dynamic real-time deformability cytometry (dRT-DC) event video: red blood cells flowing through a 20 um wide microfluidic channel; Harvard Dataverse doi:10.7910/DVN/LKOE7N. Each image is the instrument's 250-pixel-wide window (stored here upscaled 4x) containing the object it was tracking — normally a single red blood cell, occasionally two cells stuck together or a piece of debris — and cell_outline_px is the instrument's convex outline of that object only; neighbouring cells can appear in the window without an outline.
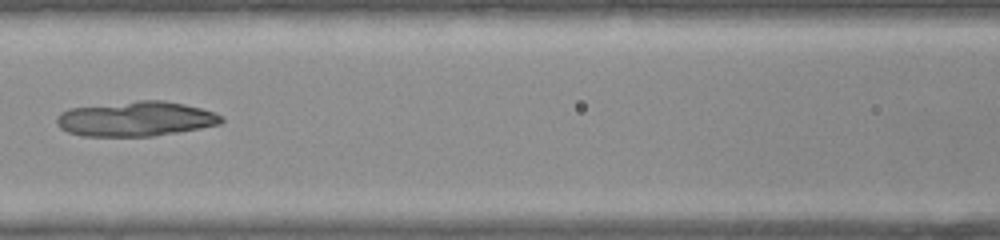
{"species": "common noctule bat (a hibernating species)", "species_latin": "Nyctalus noctula", "temperature_condition": "warm", "stored_images_in_passage": 41, "camera_frame_rate_fps": 3000, "um_per_image_px": 0.085, "animal": {"sex": "female", "body_mass_g": 22.0, "forearm_length_mm": 56.7}, "frame": {"image": 1, "passage_image": 19, "time_ms": 6.0, "image_size_px": [1000, 240], "cell_outline_px": [[224, 120], [220, 124], [200, 128], [152, 136], [84, 136], [68, 132], [60, 128], [56, 124], [56, 116], [60, 112], [72, 108], [140, 100], [164, 100], [184, 104], [200, 108], [224, 116]], "centroid_in_image_um": [11.53, 10.1], "position_along_channel_um": 155.1, "area_um2": 33.29}}
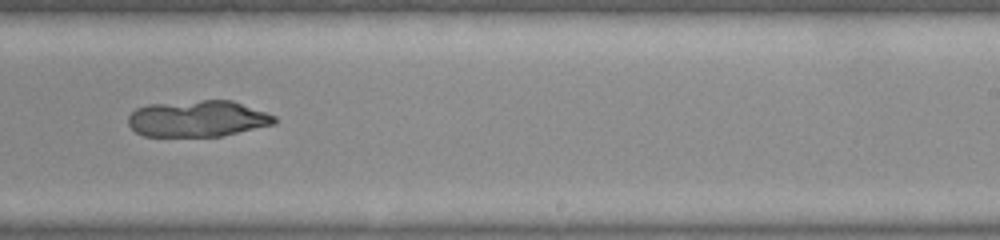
{"frame": {"image": 2, "passage_image": 26, "time_ms": 8.333, "image_size_px": [1000, 240], "cell_outline_px": [[276, 120], [272, 124], [220, 136], [144, 136], [136, 132], [128, 124], [128, 116], [136, 108], [148, 104], [204, 100], [232, 100], [276, 116]], "centroid_in_image_um": [16.76, 10.08], "position_along_channel_um": 272.2, "area_um2": 30.69}}
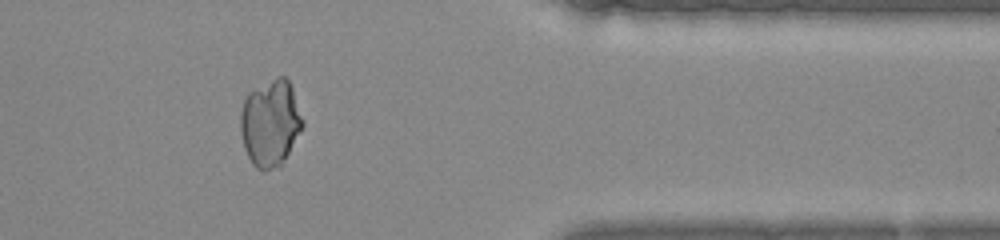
{"frame": {"image": 3, "passage_image": 34, "time_ms": 11.0, "image_size_px": [1000, 240], "cell_outline_px": [[304, 124], [280, 168], [264, 172], [256, 168], [252, 164], [244, 148], [240, 128], [240, 116], [244, 100], [248, 92], [276, 76], [284, 76], [288, 80], [292, 88], [304, 120]], "centroid_in_image_um": [22.98, 10.48], "position_along_channel_um": 388.4, "area_um2": 31.62}}